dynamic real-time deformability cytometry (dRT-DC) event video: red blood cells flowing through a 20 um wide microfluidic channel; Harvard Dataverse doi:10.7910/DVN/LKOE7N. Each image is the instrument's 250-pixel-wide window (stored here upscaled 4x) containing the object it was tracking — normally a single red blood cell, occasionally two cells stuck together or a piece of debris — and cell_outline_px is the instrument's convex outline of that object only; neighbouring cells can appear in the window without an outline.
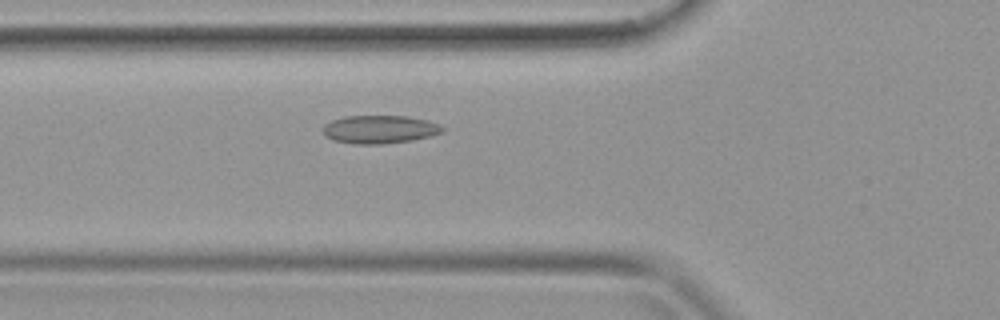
{"species": "common noctule bat (a hibernating species)", "species_latin": "Nyctalus noctula", "temperature_condition": "warm", "stored_images_in_passage": 37, "camera_frame_rate_fps": 3000, "um_per_image_px": 0.085, "animal": {"sex": "female", "body_mass_g": 19.9}, "frame": {"image": 1, "passage_image": 12, "time_ms": 3.667, "image_size_px": [1000, 320], "cell_outline_px": [[444, 132], [412, 140], [384, 144], [352, 144], [332, 140], [324, 136], [324, 124], [332, 120], [344, 116], [408, 116], [428, 120], [440, 124], [444, 128]], "centroid_in_image_um": [32.26, 11.0], "position_along_channel_um": 93.5, "area_um2": 19.77}}
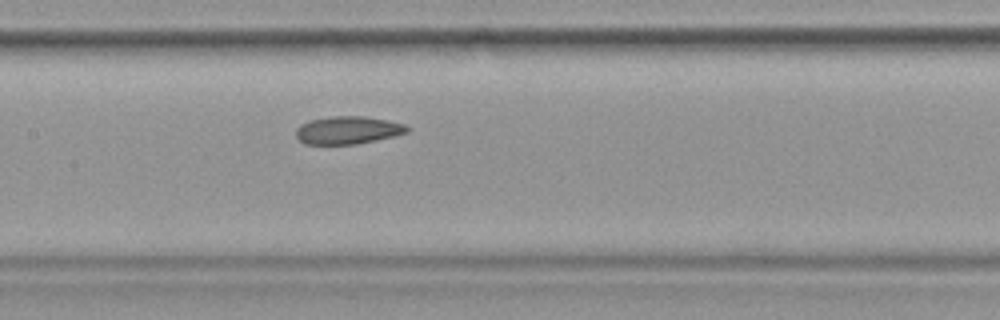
{"frame": {"image": 2, "passage_image": 17, "time_ms": 5.333, "image_size_px": [1000, 320], "cell_outline_px": [[408, 132], [376, 140], [356, 144], [304, 144], [296, 136], [296, 128], [300, 124], [312, 120], [332, 116], [364, 116], [388, 120], [404, 124], [408, 128]], "centroid_in_image_um": [29.55, 11.06], "position_along_channel_um": 177.9, "area_um2": 17.86}}
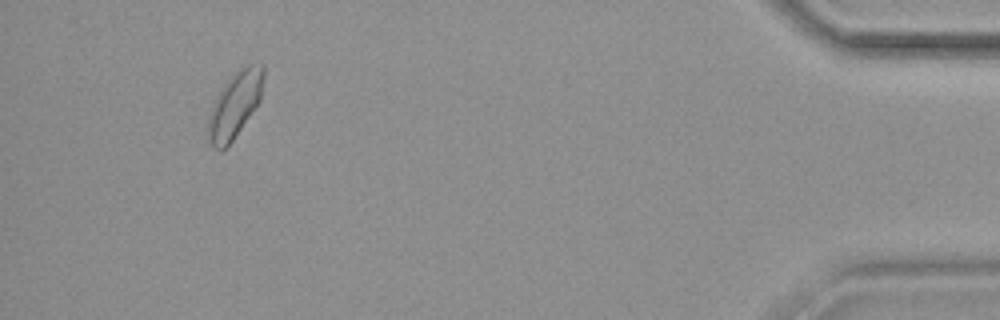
{"frame": {"image": 3, "passage_image": 35, "time_ms": 11.333, "image_size_px": [1000, 320], "cell_outline_px": [[264, 76], [260, 100], [232, 140], [220, 152], [212, 148], [208, 140], [208, 116], [216, 96], [232, 72], [248, 64], [264, 64]], "centroid_in_image_um": [19.94, 8.88], "position_along_channel_um": 415.3, "area_um2": 21.21}}